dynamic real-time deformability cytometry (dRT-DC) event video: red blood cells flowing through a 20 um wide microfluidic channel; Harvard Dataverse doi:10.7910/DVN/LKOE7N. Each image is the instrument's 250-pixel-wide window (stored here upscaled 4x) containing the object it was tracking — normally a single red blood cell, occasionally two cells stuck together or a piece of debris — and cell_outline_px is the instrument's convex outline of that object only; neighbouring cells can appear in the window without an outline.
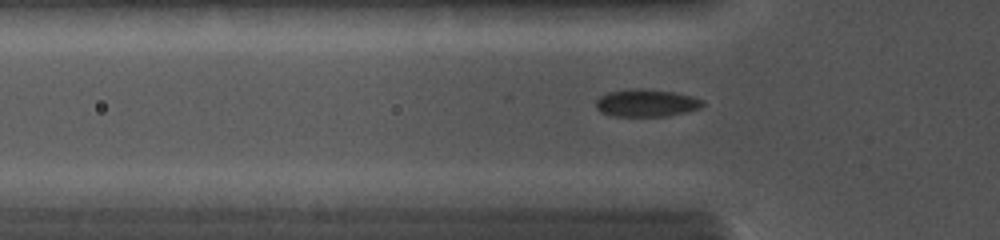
{"species": "common noctule bat (a hibernating species)", "species_latin": "Nyctalus noctula", "temperature_condition": "cold", "stored_images_in_passage": 56, "camera_frame_rate_fps": 5000, "um_per_image_px": 0.085, "animal": {"sex": "female", "body_mass_g": 19.0, "forearm_length_mm": 56.7}, "frame": {"image": 1, "passage_image": 13, "time_ms": 4.0, "image_size_px": [1000, 240], "cell_outline_px": [[704, 104], [700, 108], [688, 112], [668, 116], [612, 116], [600, 112], [596, 108], [596, 100], [600, 96], [608, 92], [628, 88], [640, 88], [672, 92], [692, 96], [704, 100]], "centroid_in_image_um": [54.93, 8.75], "position_along_channel_um": 70.9, "area_um2": 17.28}}
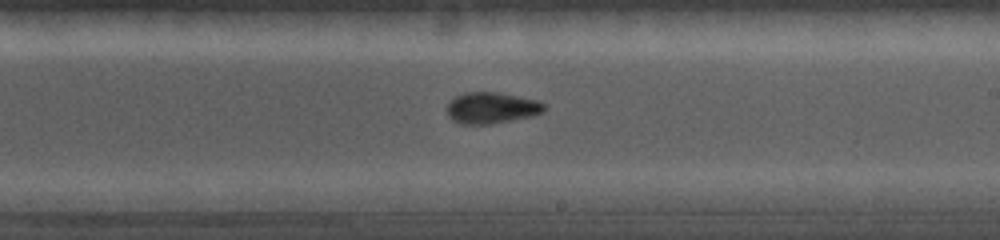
{"frame": {"image": 2, "passage_image": 29, "time_ms": 8.0, "image_size_px": [1000, 240], "cell_outline_px": [[548, 108], [544, 112], [536, 116], [492, 124], [460, 124], [452, 120], [448, 116], [444, 108], [456, 96], [464, 92], [496, 92], [540, 100]], "centroid_in_image_um": [41.82, 9.18], "position_along_channel_um": 247.2, "area_um2": 18.21}}
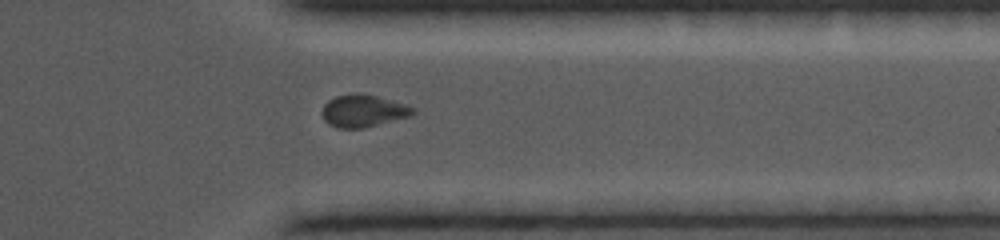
{"frame": {"image": 3, "passage_image": 50, "time_ms": 11.0, "image_size_px": [1000, 240], "cell_outline_px": [[416, 112], [408, 116], [364, 128], [336, 128], [328, 124], [324, 120], [320, 112], [324, 104], [328, 100], [336, 96], [356, 92], [360, 92], [376, 96], [404, 104], [416, 108]], "centroid_in_image_um": [30.81, 9.42], "position_along_channel_um": 380.6, "area_um2": 17.17}}